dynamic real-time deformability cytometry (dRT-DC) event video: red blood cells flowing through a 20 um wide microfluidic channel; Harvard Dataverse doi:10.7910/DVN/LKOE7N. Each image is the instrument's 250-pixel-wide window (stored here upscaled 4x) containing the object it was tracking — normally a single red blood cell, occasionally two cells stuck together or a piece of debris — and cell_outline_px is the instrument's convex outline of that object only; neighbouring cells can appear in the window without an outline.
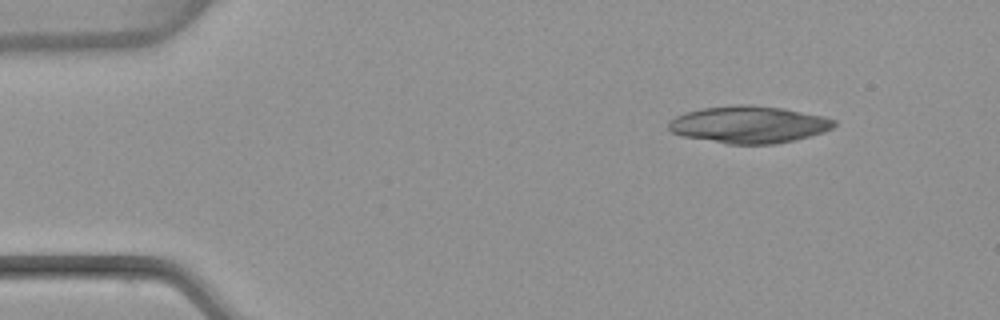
{"species": "common noctule bat (a hibernating species)", "species_latin": "Nyctalus noctula", "temperature_condition": "warm", "stored_images_in_passage": 12, "camera_frame_rate_fps": 3000, "um_per_image_px": 0.085, "animal": {"sex": "female", "body_mass_g": 22.7, "forearm_length_mm": 54.2}, "frame": {"image": 1, "passage_image": 1, "time_ms": 0.0, "image_size_px": [1000, 320], "cell_outline_px": [[836, 124], [832, 128], [824, 132], [792, 140], [772, 144], [728, 144], [684, 136], [672, 132], [668, 128], [668, 124], [676, 116], [688, 112], [704, 108], [740, 104], [748, 104], [784, 108], [824, 116], [836, 120]], "centroid_in_image_um": [63.69, 10.58], "position_along_channel_um": 21.3, "area_um2": 35.49}}